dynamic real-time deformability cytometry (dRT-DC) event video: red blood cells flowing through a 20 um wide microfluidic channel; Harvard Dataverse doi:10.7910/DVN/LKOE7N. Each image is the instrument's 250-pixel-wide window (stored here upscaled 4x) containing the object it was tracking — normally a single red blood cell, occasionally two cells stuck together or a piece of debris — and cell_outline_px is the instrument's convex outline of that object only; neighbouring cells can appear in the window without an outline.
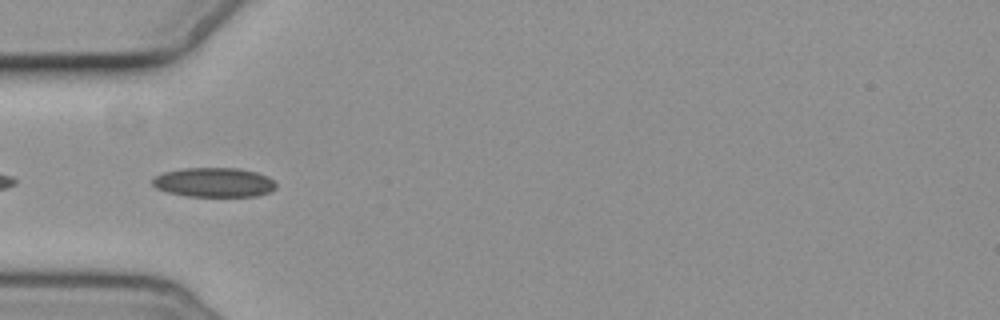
{"species": "common noctule bat (a hibernating species)", "species_latin": "Nyctalus noctula", "temperature_condition": "cold", "stored_images_in_passage": 8, "camera_frame_rate_fps": 3000, "um_per_image_px": 0.085, "animal": {"sex": "female", "body_mass_g": 19.3, "forearm_length_mm": 54.1}, "frame": {"image": 1, "passage_image": 5, "time_ms": 5.0, "image_size_px": [1000, 320], "cell_outline_px": [[276, 188], [268, 192], [256, 196], [188, 196], [168, 192], [156, 188], [152, 184], [152, 180], [156, 176], [164, 172], [184, 168], [240, 168], [256, 172], [268, 176], [276, 184]], "centroid_in_image_um": [18.2, 15.49], "position_along_channel_um": 66.8, "area_um2": 21.1}}
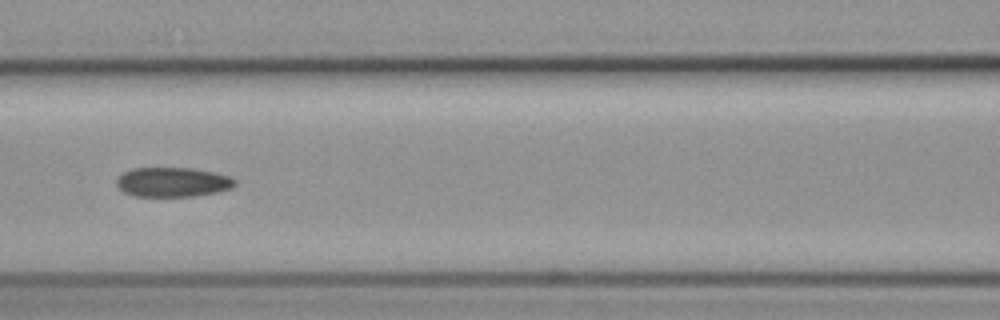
{"frame": {"image": 2, "passage_image": 7, "time_ms": 7.333, "image_size_px": [1000, 320], "cell_outline_px": [[236, 184], [232, 188], [216, 192], [192, 196], [132, 196], [124, 192], [116, 184], [116, 180], [124, 172], [132, 168], [192, 168], [216, 172], [228, 176], [236, 180]], "centroid_in_image_um": [14.68, 15.47], "position_along_channel_um": 151.9, "area_um2": 20.35}}
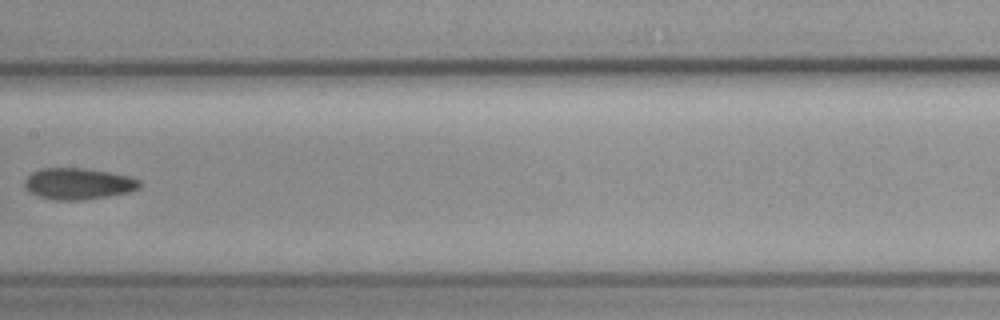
{"frame": {"image": 3, "passage_image": 8, "time_ms": 8.667, "image_size_px": [1000, 320], "cell_outline_px": [[140, 188], [132, 192], [108, 196], [80, 200], [52, 200], [40, 196], [24, 188], [24, 180], [32, 172], [40, 168], [88, 168], [128, 176], [140, 180]], "centroid_in_image_um": [6.66, 15.61], "position_along_channel_um": 200.7, "area_um2": 21.1}}